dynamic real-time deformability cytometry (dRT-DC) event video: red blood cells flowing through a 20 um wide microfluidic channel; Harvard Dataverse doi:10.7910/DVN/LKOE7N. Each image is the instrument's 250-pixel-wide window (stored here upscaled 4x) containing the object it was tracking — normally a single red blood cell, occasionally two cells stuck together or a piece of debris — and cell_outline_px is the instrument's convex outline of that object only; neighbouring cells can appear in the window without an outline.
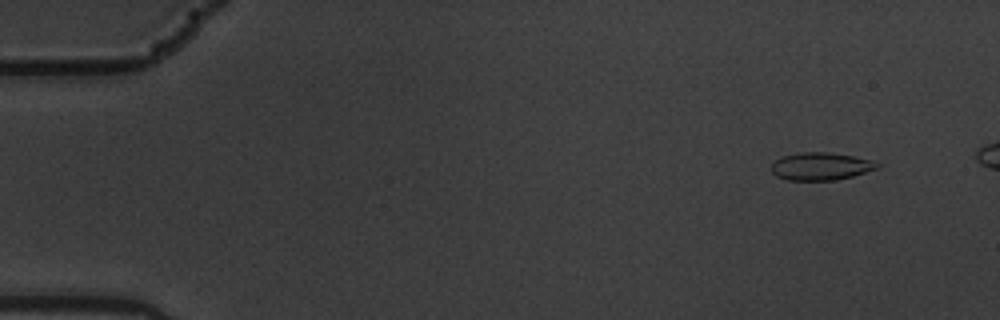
{"species": "common noctule bat (a hibernating species)", "species_latin": "Nyctalus noctula", "temperature_condition": "warm", "stored_images_in_passage": 7, "segment_of_instrument_passage": [2, 2], "camera_frame_rate_fps": 3000, "um_per_image_px": 0.085, "animal": {"sex": "male", "body_mass_g": 19.5, "forearm_length_mm": 54.6}, "frame": {"image": 1, "passage_image": 7, "time_ms": 2.0, "image_size_px": [1000, 320], "cell_outline_px": [[880, 168], [852, 176], [836, 180], [788, 180], [776, 176], [772, 172], [772, 164], [780, 156], [800, 152], [828, 152], [852, 156], [872, 160], [880, 164]], "centroid_in_image_um": [69.77, 14.13], "position_along_channel_um": 15.2, "area_um2": 17.11}}